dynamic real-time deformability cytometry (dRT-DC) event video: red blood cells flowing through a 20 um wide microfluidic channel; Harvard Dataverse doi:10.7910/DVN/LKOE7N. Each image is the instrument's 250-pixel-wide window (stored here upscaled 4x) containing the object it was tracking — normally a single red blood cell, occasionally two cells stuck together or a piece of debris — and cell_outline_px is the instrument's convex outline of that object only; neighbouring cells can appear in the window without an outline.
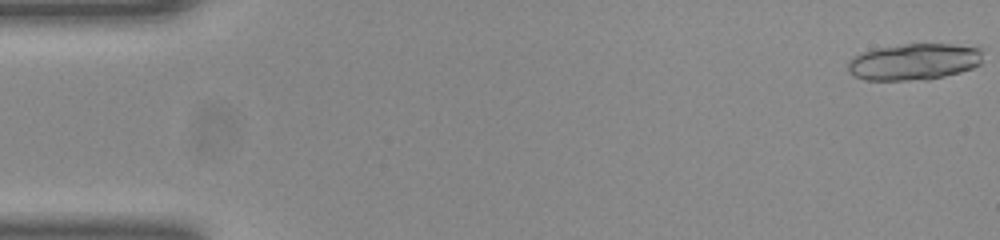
{"species": "common noctule bat (a hibernating species)", "species_latin": "Nyctalus noctula", "temperature_condition": "room temperature", "stored_images_in_passage": 17, "camera_frame_rate_fps": 3000, "um_per_image_px": 0.085, "animal": {"sex": "female", "body_mass_g": 23.0, "forearm_length_mm": 53.4}, "frame": {"image": 1, "passage_image": 1, "time_ms": 0.0, "image_size_px": [1000, 240], "cell_outline_px": [[984, 48], [980, 64], [972, 68], [960, 72], [928, 80], [864, 80], [848, 72], [848, 60], [852, 56], [860, 52], [876, 48], [904, 44], [952, 44]], "centroid_in_image_um": [77.69, 5.25], "position_along_channel_um": 7.3, "area_um2": 29.07}}